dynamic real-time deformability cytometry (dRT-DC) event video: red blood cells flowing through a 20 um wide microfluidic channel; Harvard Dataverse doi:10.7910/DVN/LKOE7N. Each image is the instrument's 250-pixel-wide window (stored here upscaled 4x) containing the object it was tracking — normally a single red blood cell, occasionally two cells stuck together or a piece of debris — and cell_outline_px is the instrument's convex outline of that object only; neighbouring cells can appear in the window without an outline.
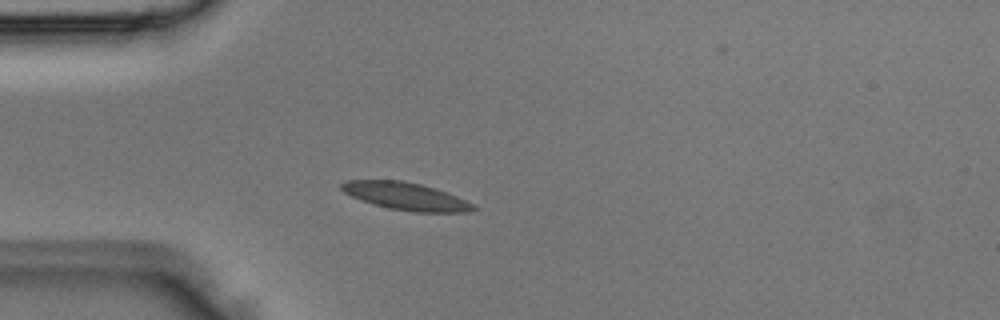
{"species": "Egyptian fruit bat (a non-hibernating species)", "species_latin": "Rousettus aegyptiacus", "temperature_condition": "room temperature", "stored_images_in_passage": 1, "camera_frame_rate_fps": 3000, "um_per_image_px": 0.085, "animal": {"sex": "male"}, "frame": {"image": 1, "passage_image": 1, "time_ms": 0.0, "image_size_px": [1000, 320], "cell_outline_px": [[476, 208], [468, 212], [412, 212], [388, 208], [352, 196], [344, 192], [340, 188], [340, 184], [348, 180], [404, 180], [436, 188], [456, 196], [472, 204]], "centroid_in_image_um": [34.49, 16.67], "position_along_channel_um": 50.5, "area_um2": 20.87}}